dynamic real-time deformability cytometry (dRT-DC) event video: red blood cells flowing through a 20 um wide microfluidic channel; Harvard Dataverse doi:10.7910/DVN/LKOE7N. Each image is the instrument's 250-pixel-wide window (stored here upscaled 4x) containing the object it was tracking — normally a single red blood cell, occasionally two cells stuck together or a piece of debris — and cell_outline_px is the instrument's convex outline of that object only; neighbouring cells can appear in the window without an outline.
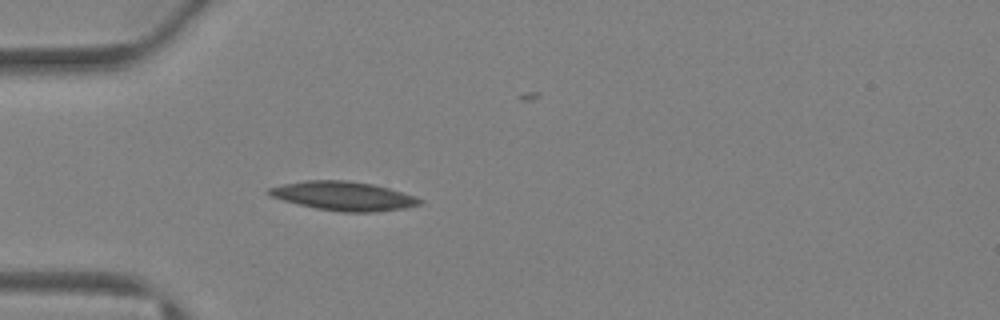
{"species": "Egyptian fruit bat (a non-hibernating species)", "species_latin": "Rousettus aegyptiacus", "temperature_condition": "warm", "stored_images_in_passage": 36, "camera_frame_rate_fps": 3000, "um_per_image_px": 0.085, "animal": {"sex": "female"}, "frame": {"image": 1, "passage_image": 6, "time_ms": 1.667, "image_size_px": [1000, 320], "cell_outline_px": [[424, 200], [420, 204], [404, 208], [376, 212], [344, 212], [316, 208], [284, 200], [272, 196], [264, 192], [268, 188], [284, 184], [304, 180], [348, 180], [372, 184], [388, 188], [416, 196]], "centroid_in_image_um": [29.21, 16.65], "position_along_channel_um": 55.8, "area_um2": 25.32}}
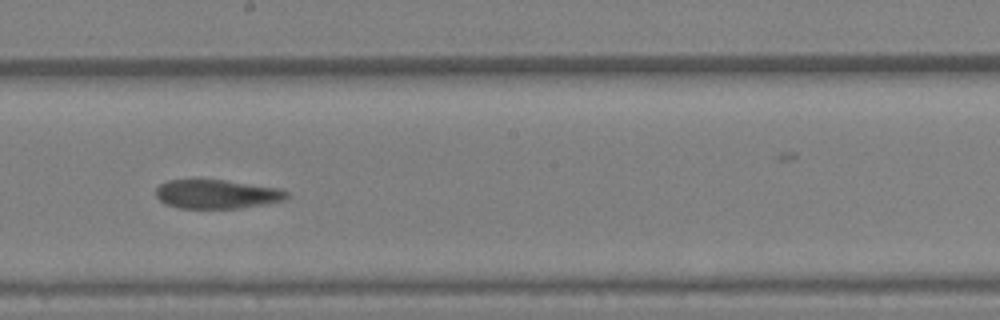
{"frame": {"image": 2, "passage_image": 17, "time_ms": 5.333, "image_size_px": [1000, 320], "cell_outline_px": [[288, 196], [284, 200], [264, 204], [240, 208], [180, 208], [164, 204], [156, 196], [156, 188], [160, 184], [168, 180], [224, 180], [280, 188], [288, 192]], "centroid_in_image_um": [18.42, 16.5], "position_along_channel_um": 229.8, "area_um2": 22.02}}
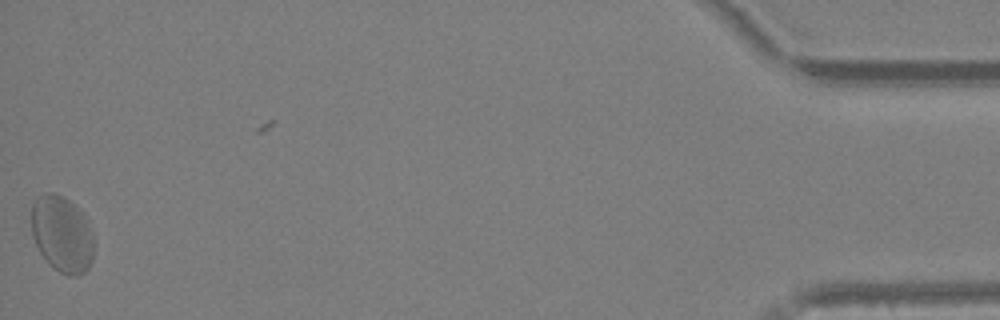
{"frame": {"image": 3, "passage_image": 35, "time_ms": 11.333, "image_size_px": [1000, 320], "cell_outline_px": [[96, 244], [92, 260], [88, 268], [84, 272], [76, 276], [68, 276], [52, 268], [48, 264], [40, 252], [32, 236], [32, 204], [36, 196], [44, 192], [52, 192], [68, 200], [88, 220]], "centroid_in_image_um": [5.28, 19.92], "position_along_channel_um": 429.9, "area_um2": 28.15}, "authors_computed_cell_mechanics": {"area_um2": 24.0448, "velocity_mm_per_s": 4.9691, "shape_relaxation_time_tau1_ms": null, "shape_relaxation_time_tau2_ms": 2.0074, "deformation_change_tau1": null, "deformation_change_tau2": 0.0756}}